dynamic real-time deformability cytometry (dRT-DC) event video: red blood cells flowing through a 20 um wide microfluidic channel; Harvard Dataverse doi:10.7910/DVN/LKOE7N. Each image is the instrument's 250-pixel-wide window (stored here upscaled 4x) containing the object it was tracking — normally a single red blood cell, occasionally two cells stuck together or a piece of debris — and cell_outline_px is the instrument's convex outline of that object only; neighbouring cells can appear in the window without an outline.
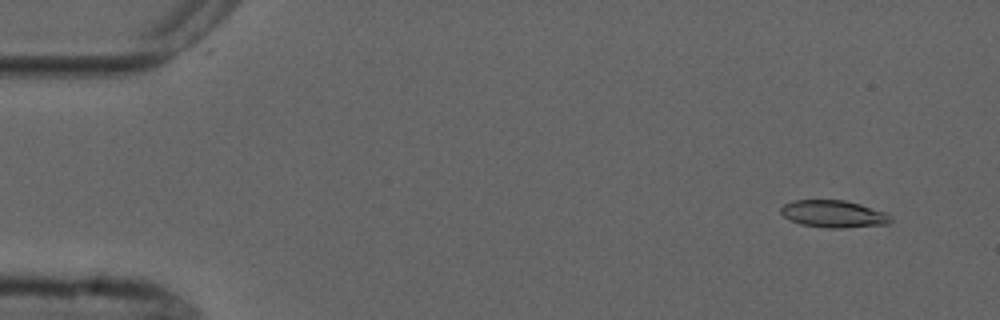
{"species": "common noctule bat (a hibernating species)", "species_latin": "Nyctalus noctula", "temperature_condition": "cold", "stored_images_in_passage": 10, "camera_frame_rate_fps": 3000, "um_per_image_px": 0.085, "animal": {"sex": "male", "forearm_length_mm": 52.5}, "frame": {"image": 1, "passage_image": 2, "time_ms": 1.0, "image_size_px": [1000, 320], "cell_outline_px": [[892, 220], [888, 224], [844, 228], [828, 228], [800, 224], [784, 216], [780, 212], [780, 208], [784, 204], [792, 200], [844, 200], [860, 204], [884, 212], [892, 216]], "centroid_in_image_um": [70.85, 18.18], "position_along_channel_um": 14.1, "area_um2": 17.4}}
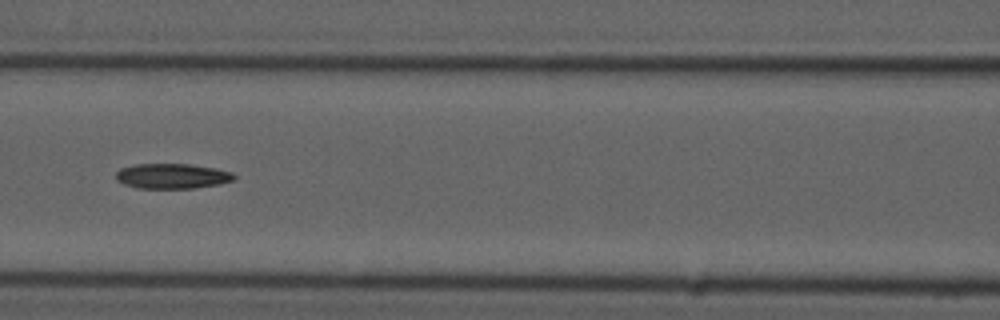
{"frame": {"image": 2, "passage_image": 7, "time_ms": 7.667, "image_size_px": [1000, 320], "cell_outline_px": [[236, 180], [220, 184], [196, 188], [136, 188], [124, 184], [116, 180], [116, 172], [120, 168], [136, 164], [188, 164], [216, 168], [232, 172], [236, 176]], "centroid_in_image_um": [14.66, 14.97], "position_along_channel_um": 151.9, "area_um2": 17.46}}
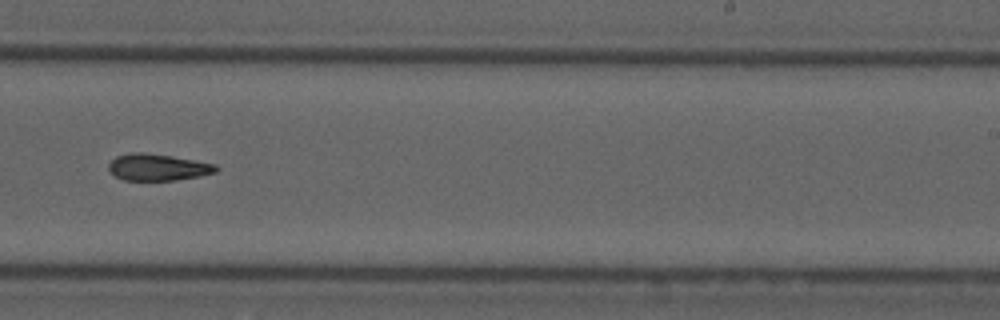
{"frame": {"image": 3, "passage_image": 10, "time_ms": 11.0, "image_size_px": [1000, 320], "cell_outline_px": [[220, 168], [216, 172], [200, 176], [176, 180], [124, 180], [116, 176], [108, 168], [108, 164], [116, 156], [132, 152], [140, 152], [172, 156], [216, 164]], "centroid_in_image_um": [13.43, 14.21], "position_along_channel_um": 275.6, "area_um2": 16.65}}